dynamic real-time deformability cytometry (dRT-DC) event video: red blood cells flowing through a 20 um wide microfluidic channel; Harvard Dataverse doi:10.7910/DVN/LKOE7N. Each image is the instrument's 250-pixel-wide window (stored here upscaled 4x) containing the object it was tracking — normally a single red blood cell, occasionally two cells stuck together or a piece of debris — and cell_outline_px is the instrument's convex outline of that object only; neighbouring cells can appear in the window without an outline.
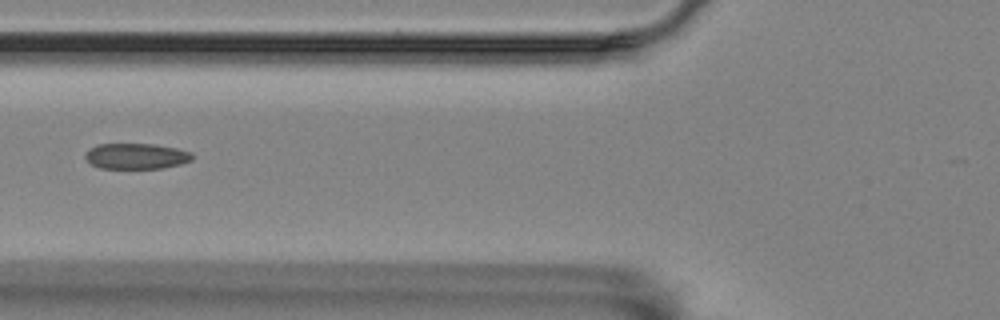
{"species": "Egyptian fruit bat (a non-hibernating species)", "species_latin": "Rousettus aegyptiacus", "temperature_condition": "room temperature", "stored_images_in_passage": 5, "camera_frame_rate_fps": 3000, "um_per_image_px": 0.085, "animal": {"sex": "female"}, "frame": {"image": 1, "passage_image": 5, "time_ms": 1.333, "image_size_px": [1000, 320], "cell_outline_px": [[192, 160], [180, 164], [160, 168], [100, 168], [92, 164], [84, 156], [96, 144], [156, 144], [176, 148], [192, 152]], "centroid_in_image_um": [11.61, 13.26], "position_along_channel_um": 114.2, "area_um2": 15.84}}